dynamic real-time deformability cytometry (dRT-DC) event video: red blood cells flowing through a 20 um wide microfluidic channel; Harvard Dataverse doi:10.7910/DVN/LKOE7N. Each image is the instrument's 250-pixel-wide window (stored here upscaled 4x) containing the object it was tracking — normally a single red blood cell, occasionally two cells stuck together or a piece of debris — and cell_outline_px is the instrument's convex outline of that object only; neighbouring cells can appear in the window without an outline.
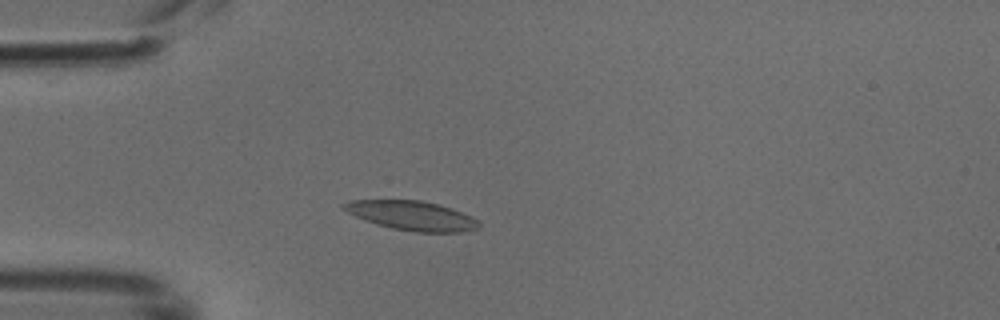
{"species": "common noctule bat (a hibernating species)", "species_latin": "Nyctalus noctula", "temperature_condition": "cold", "stored_images_in_passage": 4, "camera_frame_rate_fps": 3000, "um_per_image_px": 0.085, "animal": {"sex": "male", "body_mass_g": 18.8}, "frame": {"image": 1, "passage_image": 2, "time_ms": 0.333, "image_size_px": [1000, 320], "cell_outline_px": [[480, 224], [476, 228], [460, 232], [416, 232], [392, 228], [376, 224], [364, 220], [340, 208], [340, 204], [352, 200], [420, 200], [440, 204], [452, 208], [472, 216], [480, 220]], "centroid_in_image_um": [35.0, 18.32], "position_along_channel_um": 50.0, "area_um2": 23.18}}
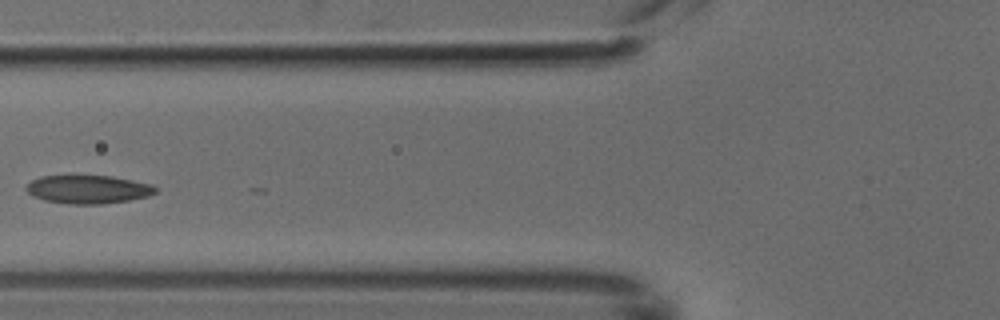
{"frame": {"image": 2, "passage_image": 4, "time_ms": 1.0, "image_size_px": [1000, 320], "cell_outline_px": [[156, 192], [148, 196], [128, 200], [100, 204], [68, 204], [44, 200], [32, 196], [24, 188], [32, 180], [40, 176], [112, 176], [152, 184], [156, 188]], "centroid_in_image_um": [7.47, 16.1], "position_along_channel_um": 118.3, "area_um2": 21.27}}